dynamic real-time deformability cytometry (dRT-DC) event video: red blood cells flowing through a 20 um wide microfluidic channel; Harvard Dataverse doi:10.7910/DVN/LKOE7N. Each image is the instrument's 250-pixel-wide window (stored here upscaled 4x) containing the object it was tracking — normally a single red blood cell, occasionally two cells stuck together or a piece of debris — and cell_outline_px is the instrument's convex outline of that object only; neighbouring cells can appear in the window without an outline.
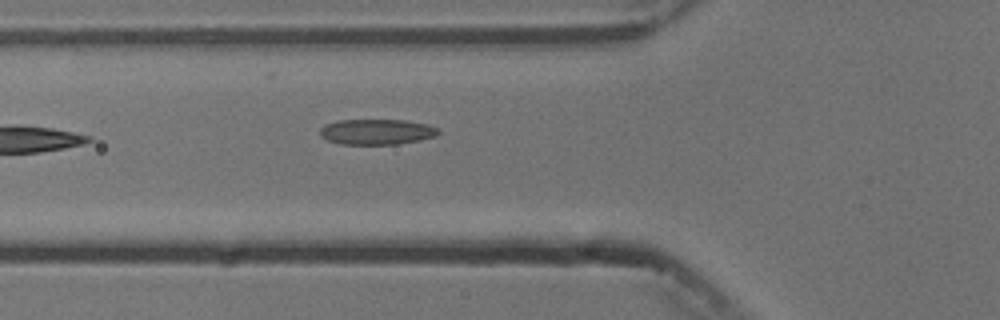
{"species": "common noctule bat (a hibernating species)", "species_latin": "Nyctalus noctula", "temperature_condition": "cold", "stored_images_in_passage": 6, "camera_frame_rate_fps": 3000, "um_per_image_px": 0.085, "animal": {"sex": "male", "body_mass_g": 13.3}, "frame": {"image": 1, "passage_image": 6, "time_ms": 6.667, "image_size_px": [1000, 320], "cell_outline_px": [[440, 132], [436, 136], [420, 140], [396, 144], [340, 144], [328, 140], [320, 136], [320, 128], [324, 124], [340, 120], [404, 120], [428, 124], [440, 128]], "centroid_in_image_um": [32.04, 11.2], "position_along_channel_um": 93.8, "area_um2": 17.69}}